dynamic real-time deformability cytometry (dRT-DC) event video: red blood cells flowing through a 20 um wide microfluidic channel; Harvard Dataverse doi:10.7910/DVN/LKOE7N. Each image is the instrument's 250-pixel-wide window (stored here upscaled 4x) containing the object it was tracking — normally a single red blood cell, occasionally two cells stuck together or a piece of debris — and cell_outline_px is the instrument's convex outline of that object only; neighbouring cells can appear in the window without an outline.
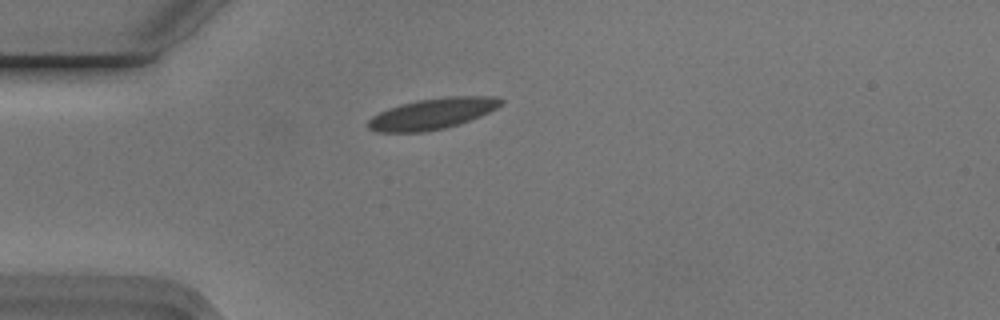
{"species": "Egyptian fruit bat (a non-hibernating species)", "species_latin": "Rousettus aegyptiacus", "temperature_condition": "cold", "stored_images_in_passage": 2, "camera_frame_rate_fps": 3000, "um_per_image_px": 0.085, "animal": {"sex": "male"}, "frame": {"image": 1, "passage_image": 2, "time_ms": 0.333, "image_size_px": [1000, 320], "cell_outline_px": [[504, 100], [496, 108], [480, 116], [444, 128], [424, 132], [380, 132], [368, 128], [368, 120], [372, 116], [388, 108], [400, 104], [416, 100], [448, 96], [496, 96]], "centroid_in_image_um": [36.73, 9.65], "position_along_channel_um": 48.3, "area_um2": 23.76}}